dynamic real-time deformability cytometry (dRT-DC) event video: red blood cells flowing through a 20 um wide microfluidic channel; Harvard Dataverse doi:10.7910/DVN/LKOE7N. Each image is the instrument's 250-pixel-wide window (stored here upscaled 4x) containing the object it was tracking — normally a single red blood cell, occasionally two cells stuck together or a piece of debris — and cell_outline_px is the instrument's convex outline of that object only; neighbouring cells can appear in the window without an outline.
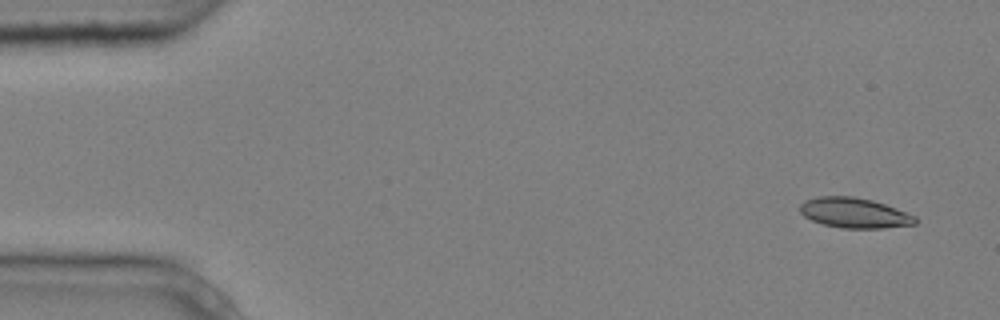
{"species": "common noctule bat (a hibernating species)", "species_latin": "Nyctalus noctula", "temperature_condition": "cold", "stored_images_in_passage": 5, "segment_of_instrument_passage": [1, 2], "camera_frame_rate_fps": 3000, "um_per_image_px": 0.085, "animal": {"sex": "male", "body_mass_g": 20.4}, "frame": {"image": 1, "passage_image": 1, "time_ms": 0.0, "image_size_px": [1000, 320], "cell_outline_px": [[916, 224], [884, 228], [840, 228], [824, 224], [812, 220], [804, 216], [800, 212], [800, 204], [804, 200], [816, 196], [852, 196], [872, 200], [896, 208], [916, 216]], "centroid_in_image_um": [72.6, 18.09], "position_along_channel_um": 12.4, "area_um2": 20.29}}
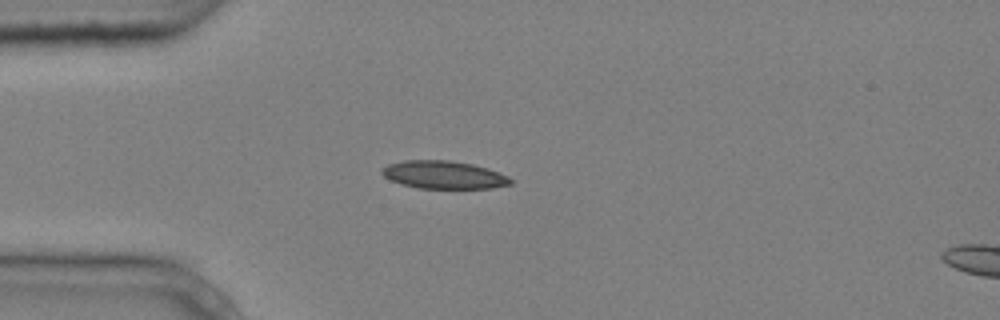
{"frame": {"image": 2, "passage_image": 4, "time_ms": 1.0, "image_size_px": [1000, 320], "cell_outline_px": [[512, 184], [492, 188], [420, 188], [400, 184], [384, 176], [380, 172], [380, 168], [388, 164], [404, 160], [448, 160], [472, 164], [488, 168], [508, 176], [512, 180]], "centroid_in_image_um": [37.7, 14.85], "position_along_channel_um": 47.3, "area_um2": 20.92}}